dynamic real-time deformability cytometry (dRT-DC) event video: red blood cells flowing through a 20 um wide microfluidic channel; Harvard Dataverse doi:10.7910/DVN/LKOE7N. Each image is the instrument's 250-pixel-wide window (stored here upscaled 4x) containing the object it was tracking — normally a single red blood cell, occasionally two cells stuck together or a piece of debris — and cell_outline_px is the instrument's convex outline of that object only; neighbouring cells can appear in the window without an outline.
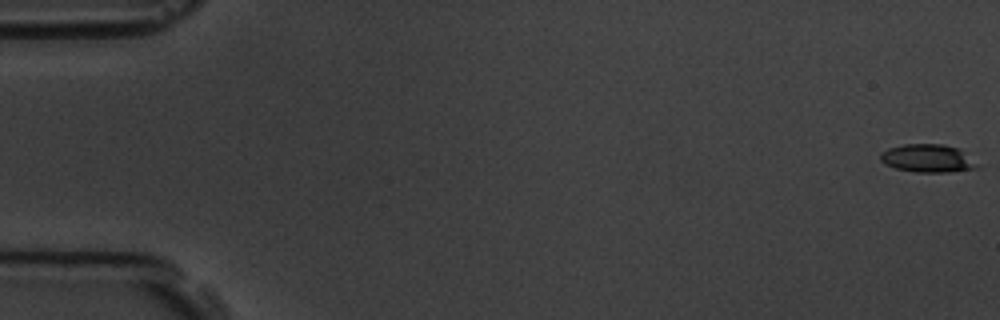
{"species": "common noctule bat (a hibernating species)", "species_latin": "Nyctalus noctula", "temperature_condition": "room temperature", "stored_images_in_passage": 7, "segment_of_instrument_passage": [1, 2], "camera_frame_rate_fps": 3000, "um_per_image_px": 0.085, "animal": {"sex": "male", "body_mass_g": 19.5, "forearm_length_mm": 54.6}, "frame": {"image": 1, "passage_image": 1, "time_ms": 0.0, "image_size_px": [1000, 320], "cell_outline_px": [[984, 164], [980, 168], [948, 172], [916, 172], [896, 168], [884, 164], [880, 160], [880, 152], [888, 148], [904, 144], [944, 144], [960, 148]], "centroid_in_image_um": [78.97, 13.45], "position_along_channel_um": 6.0, "area_um2": 16.42}}
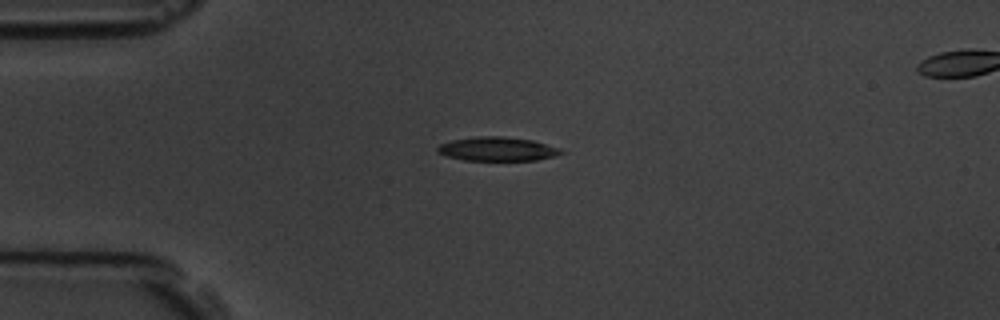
{"frame": {"image": 2, "passage_image": 5, "time_ms": 4.667, "image_size_px": [1000, 320], "cell_outline_px": [[564, 152], [556, 156], [536, 160], [464, 160], [444, 156], [436, 152], [436, 148], [440, 144], [452, 140], [476, 136], [504, 136], [532, 140], [560, 148]], "centroid_in_image_um": [42.24, 12.66], "position_along_channel_um": 42.8, "area_um2": 17.34}}